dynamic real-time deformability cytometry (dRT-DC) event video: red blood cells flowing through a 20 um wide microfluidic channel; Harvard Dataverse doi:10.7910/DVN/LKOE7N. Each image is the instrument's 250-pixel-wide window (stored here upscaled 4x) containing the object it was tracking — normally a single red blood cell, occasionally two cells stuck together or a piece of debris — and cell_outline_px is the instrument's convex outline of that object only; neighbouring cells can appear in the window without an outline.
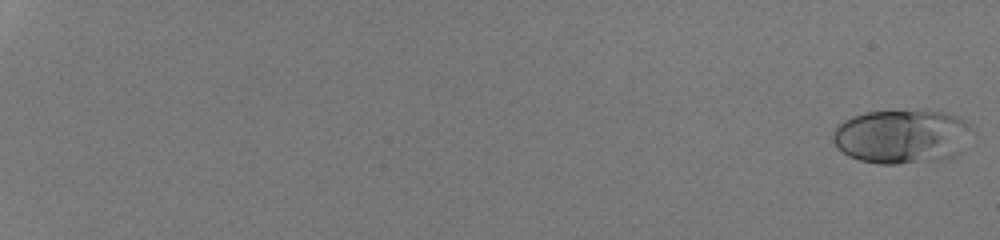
{"species": "human", "species_latin": "Homo sapiens", "temperature_condition": "room temperature", "stored_images_in_passage": 53, "camera_frame_rate_fps": 3000, "um_per_image_px": 0.085, "donor": {"sex": "male"}, "frame": {"image": 1, "passage_image": 1, "time_ms": 0.0, "image_size_px": [1000, 240], "cell_outline_px": [[976, 132], [968, 148], [956, 156], [944, 160], [896, 164], [880, 164], [860, 160], [848, 156], [832, 140], [832, 132], [844, 120], [852, 116], [868, 112], [948, 112], [972, 124]], "centroid_in_image_um": [76.8, 11.63], "position_along_channel_um": 8.2, "area_um2": 44.51}}
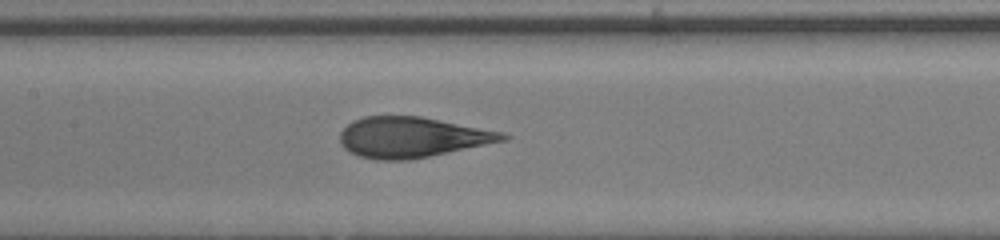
{"frame": {"image": 2, "passage_image": 31, "time_ms": 10.0, "image_size_px": [1000, 240], "cell_outline_px": [[512, 136], [508, 140], [408, 160], [376, 160], [360, 156], [344, 148], [340, 140], [340, 132], [352, 120], [364, 116], [420, 116], [504, 132]], "centroid_in_image_um": [35.04, 11.66], "position_along_channel_um": 172.4, "area_um2": 38.26}}
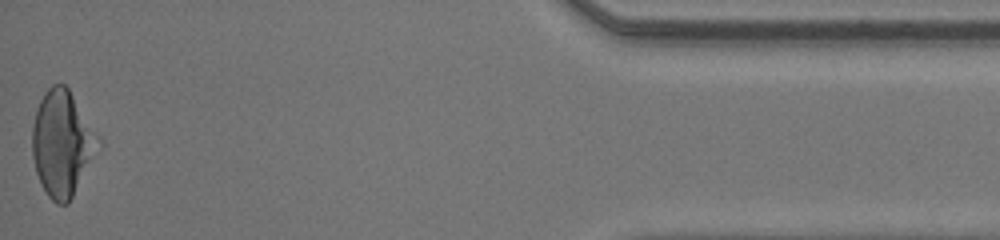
{"frame": {"image": 3, "passage_image": 53, "time_ms": 17.333, "image_size_px": [1000, 240], "cell_outline_px": [[104, 144], [68, 204], [56, 204], [48, 196], [40, 184], [36, 172], [32, 156], [32, 128], [36, 112], [40, 100], [44, 92], [52, 84], [64, 84], [68, 88], [100, 136]], "centroid_in_image_um": [5.33, 12.22], "position_along_channel_um": 429.9, "area_um2": 41.27}, "authors_computed_cell_mechanics": {"area_um2": 39.593, "velocity_mm_per_s": 4.3318, "shape_relaxation_time_tau1_ms": 6.1418, "shape_relaxation_time_tau2_ms": null, "deformation_change_tau1": 0.2351, "deformation_change_tau2": null}}